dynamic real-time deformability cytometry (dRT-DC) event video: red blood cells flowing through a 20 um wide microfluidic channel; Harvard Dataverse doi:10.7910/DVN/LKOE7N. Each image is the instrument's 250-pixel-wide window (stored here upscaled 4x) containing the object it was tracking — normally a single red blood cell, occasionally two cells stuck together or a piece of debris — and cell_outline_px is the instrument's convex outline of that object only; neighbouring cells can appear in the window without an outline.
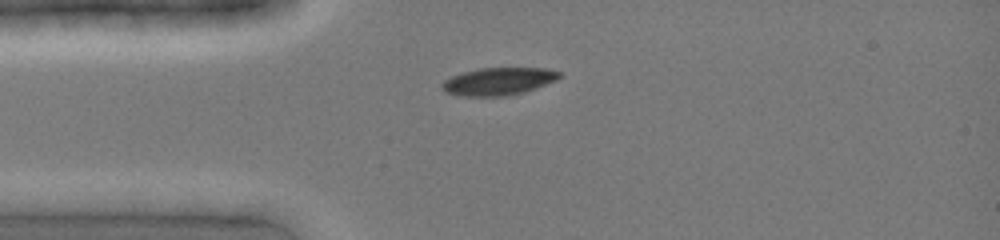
{"species": "common noctule bat (a hibernating species)", "species_latin": "Nyctalus noctula", "temperature_condition": "cold", "stored_images_in_passage": 6, "camera_frame_rate_fps": 3000, "um_per_image_px": 0.085, "animal": {"sex": "female", "body_mass_g": 19.0, "forearm_length_mm": 51.5}, "frame": {"image": 1, "passage_image": 1, "time_ms": 0.0, "image_size_px": [1000, 240], "cell_outline_px": [[560, 76], [556, 80], [536, 88], [524, 92], [508, 96], [460, 96], [448, 92], [440, 88], [440, 84], [444, 80], [452, 76], [464, 72], [480, 68], [544, 68], [560, 72]], "centroid_in_image_um": [42.35, 6.92], "position_along_channel_um": 42.7, "area_um2": 18.79}}